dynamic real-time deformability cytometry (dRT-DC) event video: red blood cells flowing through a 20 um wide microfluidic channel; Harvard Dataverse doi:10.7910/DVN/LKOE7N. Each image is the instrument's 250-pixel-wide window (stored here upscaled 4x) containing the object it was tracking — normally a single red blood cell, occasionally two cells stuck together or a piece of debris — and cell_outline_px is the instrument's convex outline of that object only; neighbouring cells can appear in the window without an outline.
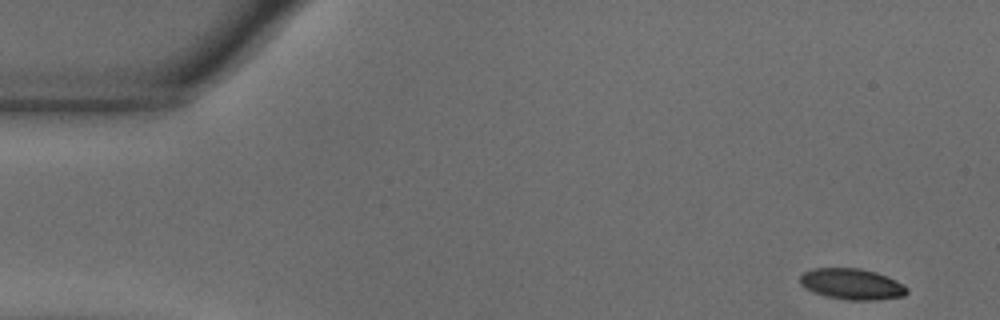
{"species": "common noctule bat (a hibernating species)", "species_latin": "Nyctalus noctula", "temperature_condition": "warm", "stored_images_in_passage": 52, "camera_frame_rate_fps": 3000, "um_per_image_px": 0.085, "animal": {"sex": "male", "body_mass_g": 18.8}, "frame": {"image": 1, "passage_image": 1, "time_ms": 0.0, "image_size_px": [1000, 320], "cell_outline_px": [[908, 292], [904, 296], [876, 300], [848, 300], [828, 296], [816, 292], [800, 284], [800, 276], [804, 272], [812, 268], [860, 268], [876, 272], [896, 280], [908, 288]], "centroid_in_image_um": [72.44, 24.14], "position_along_channel_um": 12.6, "area_um2": 19.13}}
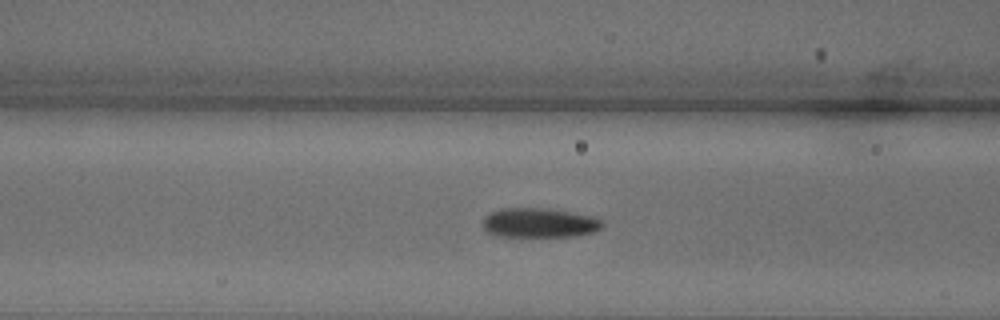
{"frame": {"image": 2, "passage_image": 19, "time_ms": 6.0, "image_size_px": [1000, 320], "cell_outline_px": [[604, 224], [596, 232], [576, 236], [496, 236], [488, 232], [484, 228], [484, 216], [488, 212], [500, 208], [548, 208], [596, 216]], "centroid_in_image_um": [45.86, 18.93], "position_along_channel_um": 120.7, "area_um2": 20.81}}
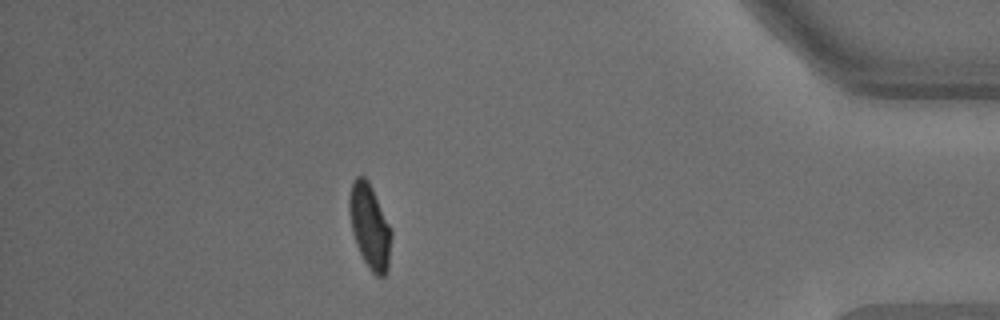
{"frame": {"image": 3, "passage_image": 46, "time_ms": 15.0, "image_size_px": [1000, 320], "cell_outline_px": [[392, 236], [388, 268], [384, 276], [376, 276], [368, 268], [356, 244], [352, 232], [348, 212], [348, 200], [352, 180], [356, 176], [364, 176], [368, 180], [392, 228]], "centroid_in_image_um": [31.42, 19.22], "position_along_channel_um": 403.8, "area_um2": 20.98}, "authors_computed_cell_mechanics": {"area_um2": 20.8369, "velocity_mm_per_s": 3.6555, "shape_relaxation_time_tau1_ms": 3.5953, "shape_relaxation_time_tau2_ms": 1.0293, "deformation_change_tau1": 0.1395, "deformation_change_tau2": 0.0564}}